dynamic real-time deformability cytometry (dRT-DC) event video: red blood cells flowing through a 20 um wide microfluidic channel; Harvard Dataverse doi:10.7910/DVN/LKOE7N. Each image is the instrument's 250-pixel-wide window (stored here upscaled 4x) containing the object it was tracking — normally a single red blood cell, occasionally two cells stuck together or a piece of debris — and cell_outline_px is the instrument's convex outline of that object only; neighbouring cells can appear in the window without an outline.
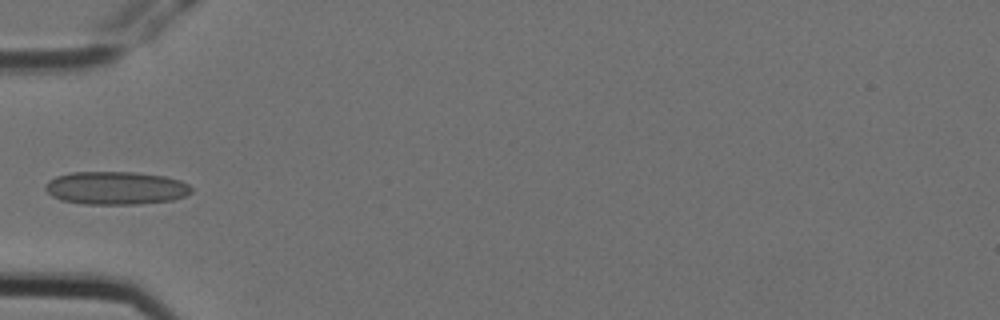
{"species": "Egyptian fruit bat (a non-hibernating species)", "species_latin": "Rousettus aegyptiacus", "temperature_condition": "cold", "stored_images_in_passage": 2, "camera_frame_rate_fps": 3000, "um_per_image_px": 0.085, "animal": {"sex": "female"}, "frame": {"image": 1, "passage_image": 2, "time_ms": 0.333, "image_size_px": [1000, 320], "cell_outline_px": [[192, 192], [184, 196], [172, 200], [140, 204], [84, 204], [60, 200], [52, 196], [44, 188], [44, 184], [48, 180], [56, 176], [72, 172], [136, 172], [164, 176], [180, 180], [188, 184], [192, 188]], "centroid_in_image_um": [9.83, 15.98], "position_along_channel_um": 75.2, "area_um2": 28.32}}